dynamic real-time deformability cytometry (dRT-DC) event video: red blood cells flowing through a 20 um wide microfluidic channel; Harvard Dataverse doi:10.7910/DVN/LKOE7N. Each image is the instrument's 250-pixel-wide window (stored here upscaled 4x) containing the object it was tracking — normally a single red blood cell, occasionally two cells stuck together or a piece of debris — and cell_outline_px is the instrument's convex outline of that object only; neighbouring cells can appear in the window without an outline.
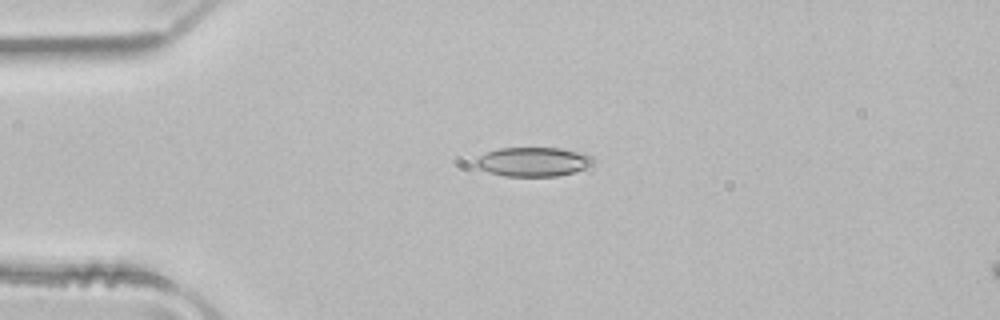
{"species": "common noctule bat (a hibernating species)", "species_latin": "Nyctalus noctula", "temperature_condition": "room temperature", "stored_images_in_passage": 39, "camera_frame_rate_fps": 3000, "um_per_image_px": 0.085, "animal": {"sex": "male", "body_mass_g": 21.5, "forearm_length_mm": 52.0}, "frame": {"image": 1, "passage_image": 1, "time_ms": 0.0, "image_size_px": [1000, 320], "cell_outline_px": [[596, 160], [592, 164], [584, 168], [572, 172], [556, 176], [504, 176], [488, 172], [472, 164], [480, 156], [496, 148], [560, 148], [592, 156]], "centroid_in_image_um": [45.29, 13.75], "position_along_channel_um": 39.7, "area_um2": 19.83}}
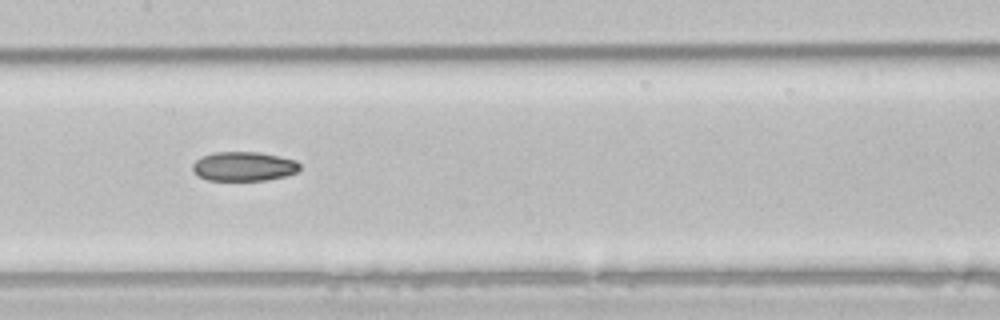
{"frame": {"image": 2, "passage_image": 14, "time_ms": 4.333, "image_size_px": [1000, 320], "cell_outline_px": [[300, 168], [296, 172], [284, 176], [264, 180], [208, 180], [192, 172], [192, 164], [200, 156], [216, 152], [260, 152], [280, 156], [296, 160], [300, 164]], "centroid_in_image_um": [20.7, 14.13], "position_along_channel_um": 186.7, "area_um2": 18.32}}
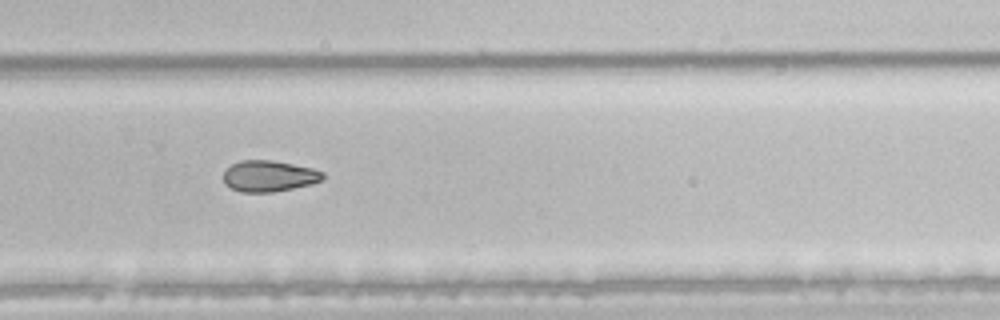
{"frame": {"image": 3, "passage_image": 23, "time_ms": 7.333, "image_size_px": [1000, 320], "cell_outline_px": [[324, 180], [312, 184], [272, 192], [240, 192], [224, 184], [224, 172], [232, 164], [240, 160], [272, 160], [312, 168], [324, 172]], "centroid_in_image_um": [22.88, 14.96], "position_along_channel_um": 306.9, "area_um2": 18.03}}